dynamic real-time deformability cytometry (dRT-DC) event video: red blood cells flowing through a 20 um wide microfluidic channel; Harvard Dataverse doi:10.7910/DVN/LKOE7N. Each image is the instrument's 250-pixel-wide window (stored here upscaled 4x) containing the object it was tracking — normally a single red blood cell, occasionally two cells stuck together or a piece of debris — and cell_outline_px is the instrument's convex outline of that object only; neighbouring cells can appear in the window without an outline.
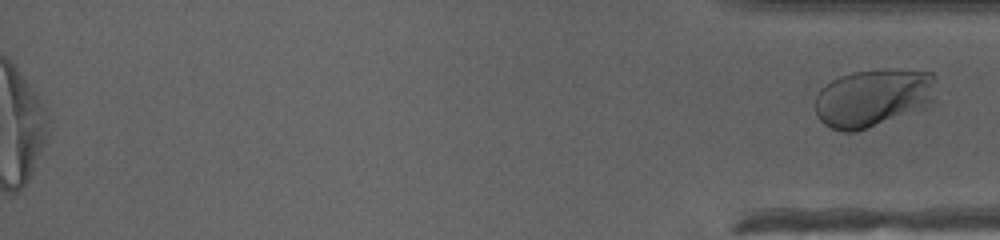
{"species": "human", "species_latin": "Homo sapiens", "temperature_condition": "cold", "stored_images_in_passage": 54, "segment_of_instrument_passage": [2, 2], "camera_frame_rate_fps": 3000, "um_per_image_px": 0.085, "donor": {"sex": "female"}, "frame": {"image": 1, "passage_image": 54, "time_ms": 17.667, "image_size_px": [1000, 240], "cell_outline_px": [[936, 104], [932, 108], [856, 132], [844, 132], [832, 128], [824, 124], [816, 116], [816, 96], [820, 88], [832, 80], [840, 76], [852, 72], [884, 68], [932, 72], [936, 76]], "centroid_in_image_um": [74.33, 8.32], "position_along_channel_um": 360.9, "area_um2": 42.43}}